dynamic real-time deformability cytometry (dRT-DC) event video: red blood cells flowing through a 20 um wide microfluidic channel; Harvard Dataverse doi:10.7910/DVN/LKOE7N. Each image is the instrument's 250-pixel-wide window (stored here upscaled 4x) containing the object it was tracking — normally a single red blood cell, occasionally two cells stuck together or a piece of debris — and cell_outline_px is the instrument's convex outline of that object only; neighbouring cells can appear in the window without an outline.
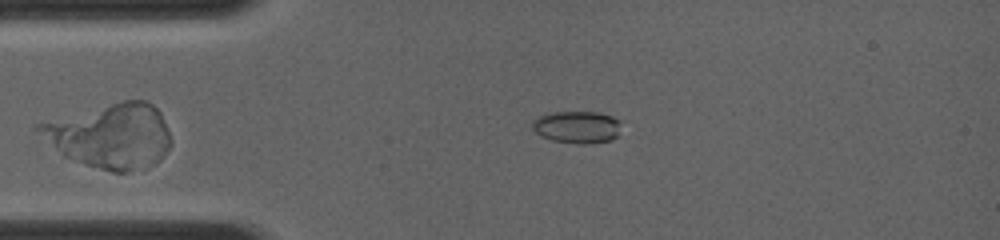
{"species": "common noctule bat (a hibernating species)", "species_latin": "Nyctalus noctula", "temperature_condition": "room temperature", "stored_images_in_passage": 12, "camera_frame_rate_fps": 4000, "um_per_image_px": 0.085, "animal": {"sex": "female", "body_mass_g": 19.0, "forearm_length_mm": 56.7}, "frame": {"image": 1, "passage_image": 2, "time_ms": 0.25, "image_size_px": [1000, 240], "cell_outline_px": [[620, 136], [612, 140], [588, 144], [576, 144], [552, 140], [540, 136], [532, 128], [532, 120], [540, 116], [552, 112], [600, 112], [612, 116], [620, 120]], "centroid_in_image_um": [49.09, 10.81], "position_along_channel_um": 35.9, "area_um2": 17.05}}
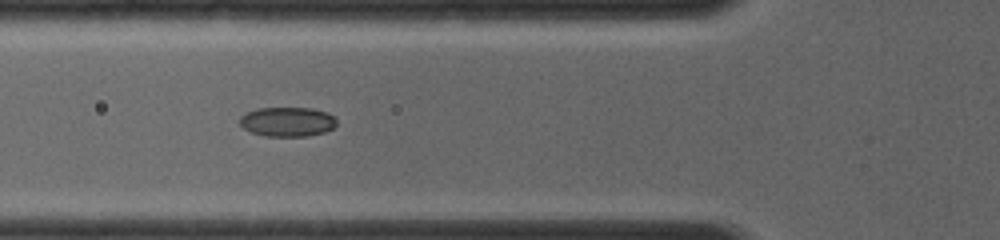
{"frame": {"image": 2, "passage_image": 9, "time_ms": 2.25, "image_size_px": [1000, 240], "cell_outline_px": [[336, 124], [332, 128], [324, 132], [308, 136], [264, 136], [252, 132], [244, 128], [240, 124], [240, 116], [256, 108], [312, 108], [328, 112], [336, 120]], "centroid_in_image_um": [24.43, 10.34], "position_along_channel_um": 101.4, "area_um2": 16.59}}
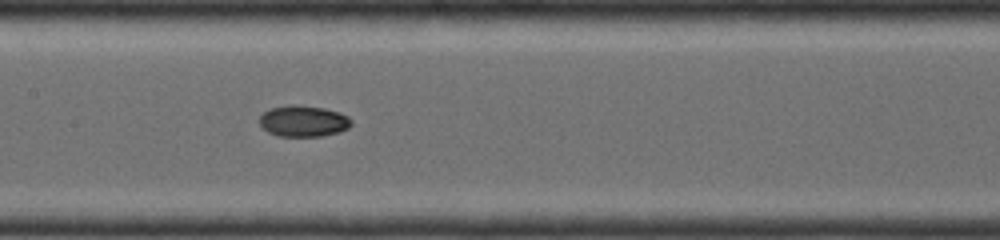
{"frame": {"image": 3, "passage_image": 12, "time_ms": 4.0, "image_size_px": [1000, 240], "cell_outline_px": [[352, 124], [348, 128], [340, 132], [324, 136], [276, 136], [268, 132], [260, 124], [260, 116], [264, 112], [272, 108], [292, 104], [296, 104], [324, 108], [340, 112], [348, 116], [352, 120]], "centroid_in_image_um": [25.82, 10.29], "position_along_channel_um": 181.6, "area_um2": 16.82}}